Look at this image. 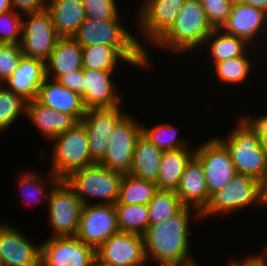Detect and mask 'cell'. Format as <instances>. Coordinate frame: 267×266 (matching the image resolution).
<instances>
[{
    "label": "cell",
    "mask_w": 267,
    "mask_h": 266,
    "mask_svg": "<svg viewBox=\"0 0 267 266\" xmlns=\"http://www.w3.org/2000/svg\"><path fill=\"white\" fill-rule=\"evenodd\" d=\"M115 72L83 68L82 101L86 110L112 108L123 103L117 84L111 79Z\"/></svg>",
    "instance_id": "cell-19"
},
{
    "label": "cell",
    "mask_w": 267,
    "mask_h": 266,
    "mask_svg": "<svg viewBox=\"0 0 267 266\" xmlns=\"http://www.w3.org/2000/svg\"><path fill=\"white\" fill-rule=\"evenodd\" d=\"M186 0H141L138 13L135 16L138 20L136 24L138 46L145 52L147 67L151 68L152 60L149 57V49L145 46V41L154 45L175 22L177 15ZM140 30V31H139ZM140 37V38H139ZM143 38V40L141 39ZM142 40V41H140ZM143 42V43H142ZM144 44V45H143Z\"/></svg>",
    "instance_id": "cell-8"
},
{
    "label": "cell",
    "mask_w": 267,
    "mask_h": 266,
    "mask_svg": "<svg viewBox=\"0 0 267 266\" xmlns=\"http://www.w3.org/2000/svg\"><path fill=\"white\" fill-rule=\"evenodd\" d=\"M200 214L196 208L184 206L179 212L163 222L149 225L142 235L147 261L151 263L153 260L159 266H193L198 264L192 257L193 255H190L189 229H191V221L201 219Z\"/></svg>",
    "instance_id": "cell-1"
},
{
    "label": "cell",
    "mask_w": 267,
    "mask_h": 266,
    "mask_svg": "<svg viewBox=\"0 0 267 266\" xmlns=\"http://www.w3.org/2000/svg\"><path fill=\"white\" fill-rule=\"evenodd\" d=\"M226 138L215 136L228 150L236 173L248 175L267 186V160L257 130L241 115Z\"/></svg>",
    "instance_id": "cell-4"
},
{
    "label": "cell",
    "mask_w": 267,
    "mask_h": 266,
    "mask_svg": "<svg viewBox=\"0 0 267 266\" xmlns=\"http://www.w3.org/2000/svg\"><path fill=\"white\" fill-rule=\"evenodd\" d=\"M266 206H267V186H266Z\"/></svg>",
    "instance_id": "cell-48"
},
{
    "label": "cell",
    "mask_w": 267,
    "mask_h": 266,
    "mask_svg": "<svg viewBox=\"0 0 267 266\" xmlns=\"http://www.w3.org/2000/svg\"><path fill=\"white\" fill-rule=\"evenodd\" d=\"M196 146L195 158L201 163L206 185L211 196L222 189L236 174L234 164L226 147L216 138H208Z\"/></svg>",
    "instance_id": "cell-15"
},
{
    "label": "cell",
    "mask_w": 267,
    "mask_h": 266,
    "mask_svg": "<svg viewBox=\"0 0 267 266\" xmlns=\"http://www.w3.org/2000/svg\"><path fill=\"white\" fill-rule=\"evenodd\" d=\"M117 225L121 232L143 235L149 226L147 205L115 204Z\"/></svg>",
    "instance_id": "cell-33"
},
{
    "label": "cell",
    "mask_w": 267,
    "mask_h": 266,
    "mask_svg": "<svg viewBox=\"0 0 267 266\" xmlns=\"http://www.w3.org/2000/svg\"><path fill=\"white\" fill-rule=\"evenodd\" d=\"M176 125L171 123H156V126L148 127L142 124V134L162 151L176 150L190 146L186 139L178 136ZM186 140V141H185Z\"/></svg>",
    "instance_id": "cell-36"
},
{
    "label": "cell",
    "mask_w": 267,
    "mask_h": 266,
    "mask_svg": "<svg viewBox=\"0 0 267 266\" xmlns=\"http://www.w3.org/2000/svg\"><path fill=\"white\" fill-rule=\"evenodd\" d=\"M122 176V173L95 163L74 171L64 181L84 205H115L119 198ZM92 198L100 200L95 203L91 201Z\"/></svg>",
    "instance_id": "cell-6"
},
{
    "label": "cell",
    "mask_w": 267,
    "mask_h": 266,
    "mask_svg": "<svg viewBox=\"0 0 267 266\" xmlns=\"http://www.w3.org/2000/svg\"><path fill=\"white\" fill-rule=\"evenodd\" d=\"M27 102L0 84V132L10 129L21 115L26 116Z\"/></svg>",
    "instance_id": "cell-35"
},
{
    "label": "cell",
    "mask_w": 267,
    "mask_h": 266,
    "mask_svg": "<svg viewBox=\"0 0 267 266\" xmlns=\"http://www.w3.org/2000/svg\"><path fill=\"white\" fill-rule=\"evenodd\" d=\"M46 11L60 38L74 37L86 20L82 0H48Z\"/></svg>",
    "instance_id": "cell-24"
},
{
    "label": "cell",
    "mask_w": 267,
    "mask_h": 266,
    "mask_svg": "<svg viewBox=\"0 0 267 266\" xmlns=\"http://www.w3.org/2000/svg\"><path fill=\"white\" fill-rule=\"evenodd\" d=\"M184 205L173 190H158L147 204L149 225H156L179 212Z\"/></svg>",
    "instance_id": "cell-34"
},
{
    "label": "cell",
    "mask_w": 267,
    "mask_h": 266,
    "mask_svg": "<svg viewBox=\"0 0 267 266\" xmlns=\"http://www.w3.org/2000/svg\"><path fill=\"white\" fill-rule=\"evenodd\" d=\"M253 204L267 208L266 186L251 176L236 173L226 186L211 195L200 215L201 219H206L218 214H233Z\"/></svg>",
    "instance_id": "cell-5"
},
{
    "label": "cell",
    "mask_w": 267,
    "mask_h": 266,
    "mask_svg": "<svg viewBox=\"0 0 267 266\" xmlns=\"http://www.w3.org/2000/svg\"><path fill=\"white\" fill-rule=\"evenodd\" d=\"M46 77L56 80L60 75L82 69V46L73 38H59L45 63Z\"/></svg>",
    "instance_id": "cell-25"
},
{
    "label": "cell",
    "mask_w": 267,
    "mask_h": 266,
    "mask_svg": "<svg viewBox=\"0 0 267 266\" xmlns=\"http://www.w3.org/2000/svg\"><path fill=\"white\" fill-rule=\"evenodd\" d=\"M13 10L10 0H0V14Z\"/></svg>",
    "instance_id": "cell-46"
},
{
    "label": "cell",
    "mask_w": 267,
    "mask_h": 266,
    "mask_svg": "<svg viewBox=\"0 0 267 266\" xmlns=\"http://www.w3.org/2000/svg\"><path fill=\"white\" fill-rule=\"evenodd\" d=\"M127 113L115 126L109 138L105 157L100 165L122 174L130 172L137 138L142 133V123ZM140 122V123H139Z\"/></svg>",
    "instance_id": "cell-11"
},
{
    "label": "cell",
    "mask_w": 267,
    "mask_h": 266,
    "mask_svg": "<svg viewBox=\"0 0 267 266\" xmlns=\"http://www.w3.org/2000/svg\"><path fill=\"white\" fill-rule=\"evenodd\" d=\"M240 3L263 9L267 12V0H235Z\"/></svg>",
    "instance_id": "cell-45"
},
{
    "label": "cell",
    "mask_w": 267,
    "mask_h": 266,
    "mask_svg": "<svg viewBox=\"0 0 267 266\" xmlns=\"http://www.w3.org/2000/svg\"><path fill=\"white\" fill-rule=\"evenodd\" d=\"M213 29H221L230 15L234 0H200Z\"/></svg>",
    "instance_id": "cell-38"
},
{
    "label": "cell",
    "mask_w": 267,
    "mask_h": 266,
    "mask_svg": "<svg viewBox=\"0 0 267 266\" xmlns=\"http://www.w3.org/2000/svg\"><path fill=\"white\" fill-rule=\"evenodd\" d=\"M194 156L195 149H191L190 146L163 151L159 174L156 180L158 190L175 191L186 165Z\"/></svg>",
    "instance_id": "cell-27"
},
{
    "label": "cell",
    "mask_w": 267,
    "mask_h": 266,
    "mask_svg": "<svg viewBox=\"0 0 267 266\" xmlns=\"http://www.w3.org/2000/svg\"><path fill=\"white\" fill-rule=\"evenodd\" d=\"M202 48L209 50L211 57L209 59H211V65L213 64L211 67H213L220 61L243 56L251 48V45L243 38L227 34L221 29H214L207 36Z\"/></svg>",
    "instance_id": "cell-28"
},
{
    "label": "cell",
    "mask_w": 267,
    "mask_h": 266,
    "mask_svg": "<svg viewBox=\"0 0 267 266\" xmlns=\"http://www.w3.org/2000/svg\"><path fill=\"white\" fill-rule=\"evenodd\" d=\"M0 223V260L3 266H41V244H34L14 226ZM30 240V241H29Z\"/></svg>",
    "instance_id": "cell-18"
},
{
    "label": "cell",
    "mask_w": 267,
    "mask_h": 266,
    "mask_svg": "<svg viewBox=\"0 0 267 266\" xmlns=\"http://www.w3.org/2000/svg\"><path fill=\"white\" fill-rule=\"evenodd\" d=\"M95 265V249L76 236H51L41 243V266Z\"/></svg>",
    "instance_id": "cell-13"
},
{
    "label": "cell",
    "mask_w": 267,
    "mask_h": 266,
    "mask_svg": "<svg viewBox=\"0 0 267 266\" xmlns=\"http://www.w3.org/2000/svg\"><path fill=\"white\" fill-rule=\"evenodd\" d=\"M157 191L155 182L136 178L129 173L123 174L116 204L147 205Z\"/></svg>",
    "instance_id": "cell-31"
},
{
    "label": "cell",
    "mask_w": 267,
    "mask_h": 266,
    "mask_svg": "<svg viewBox=\"0 0 267 266\" xmlns=\"http://www.w3.org/2000/svg\"><path fill=\"white\" fill-rule=\"evenodd\" d=\"M162 155L163 151L141 133L134 146L129 174L156 183Z\"/></svg>",
    "instance_id": "cell-26"
},
{
    "label": "cell",
    "mask_w": 267,
    "mask_h": 266,
    "mask_svg": "<svg viewBox=\"0 0 267 266\" xmlns=\"http://www.w3.org/2000/svg\"><path fill=\"white\" fill-rule=\"evenodd\" d=\"M86 18L94 20H109L121 18L117 0H82Z\"/></svg>",
    "instance_id": "cell-39"
},
{
    "label": "cell",
    "mask_w": 267,
    "mask_h": 266,
    "mask_svg": "<svg viewBox=\"0 0 267 266\" xmlns=\"http://www.w3.org/2000/svg\"><path fill=\"white\" fill-rule=\"evenodd\" d=\"M23 14L15 10L0 14V43L20 44L22 38Z\"/></svg>",
    "instance_id": "cell-37"
},
{
    "label": "cell",
    "mask_w": 267,
    "mask_h": 266,
    "mask_svg": "<svg viewBox=\"0 0 267 266\" xmlns=\"http://www.w3.org/2000/svg\"><path fill=\"white\" fill-rule=\"evenodd\" d=\"M47 206L52 237L75 236L84 204L64 180L51 189Z\"/></svg>",
    "instance_id": "cell-9"
},
{
    "label": "cell",
    "mask_w": 267,
    "mask_h": 266,
    "mask_svg": "<svg viewBox=\"0 0 267 266\" xmlns=\"http://www.w3.org/2000/svg\"><path fill=\"white\" fill-rule=\"evenodd\" d=\"M26 118L40 131L39 133L48 143L78 123L72 115L58 112L36 99L27 102Z\"/></svg>",
    "instance_id": "cell-23"
},
{
    "label": "cell",
    "mask_w": 267,
    "mask_h": 266,
    "mask_svg": "<svg viewBox=\"0 0 267 266\" xmlns=\"http://www.w3.org/2000/svg\"><path fill=\"white\" fill-rule=\"evenodd\" d=\"M200 0H186L175 22L169 30L153 45L167 50L173 55L185 56L205 43L213 31ZM166 48V49H165Z\"/></svg>",
    "instance_id": "cell-2"
},
{
    "label": "cell",
    "mask_w": 267,
    "mask_h": 266,
    "mask_svg": "<svg viewBox=\"0 0 267 266\" xmlns=\"http://www.w3.org/2000/svg\"><path fill=\"white\" fill-rule=\"evenodd\" d=\"M99 266H148L142 235L121 232L110 236L96 250Z\"/></svg>",
    "instance_id": "cell-12"
},
{
    "label": "cell",
    "mask_w": 267,
    "mask_h": 266,
    "mask_svg": "<svg viewBox=\"0 0 267 266\" xmlns=\"http://www.w3.org/2000/svg\"><path fill=\"white\" fill-rule=\"evenodd\" d=\"M263 251H261V253L255 256H249L245 257L242 261L239 260L238 258L236 259L235 257H233L234 259L228 261L226 266H267V252L262 249Z\"/></svg>",
    "instance_id": "cell-44"
},
{
    "label": "cell",
    "mask_w": 267,
    "mask_h": 266,
    "mask_svg": "<svg viewBox=\"0 0 267 266\" xmlns=\"http://www.w3.org/2000/svg\"><path fill=\"white\" fill-rule=\"evenodd\" d=\"M59 38L46 10L23 14L20 45L24 56L46 63Z\"/></svg>",
    "instance_id": "cell-10"
},
{
    "label": "cell",
    "mask_w": 267,
    "mask_h": 266,
    "mask_svg": "<svg viewBox=\"0 0 267 266\" xmlns=\"http://www.w3.org/2000/svg\"><path fill=\"white\" fill-rule=\"evenodd\" d=\"M221 30L227 34L243 38L248 44L255 47L256 52L261 48L259 44H265L263 46L266 48L262 47V51L264 49V52L267 51V36H265L267 35V12L263 9L234 0L230 15ZM260 40L263 43H260ZM257 43L258 50H256Z\"/></svg>",
    "instance_id": "cell-14"
},
{
    "label": "cell",
    "mask_w": 267,
    "mask_h": 266,
    "mask_svg": "<svg viewBox=\"0 0 267 266\" xmlns=\"http://www.w3.org/2000/svg\"><path fill=\"white\" fill-rule=\"evenodd\" d=\"M47 1L48 0H10L13 10L21 14L44 11L46 10Z\"/></svg>",
    "instance_id": "cell-43"
},
{
    "label": "cell",
    "mask_w": 267,
    "mask_h": 266,
    "mask_svg": "<svg viewBox=\"0 0 267 266\" xmlns=\"http://www.w3.org/2000/svg\"><path fill=\"white\" fill-rule=\"evenodd\" d=\"M131 65L113 46L93 45L82 47V68L115 71L118 65ZM120 62V64H119Z\"/></svg>",
    "instance_id": "cell-32"
},
{
    "label": "cell",
    "mask_w": 267,
    "mask_h": 266,
    "mask_svg": "<svg viewBox=\"0 0 267 266\" xmlns=\"http://www.w3.org/2000/svg\"><path fill=\"white\" fill-rule=\"evenodd\" d=\"M184 206L196 208L200 213L209 204L211 196L201 163L193 157L186 165L175 190Z\"/></svg>",
    "instance_id": "cell-22"
},
{
    "label": "cell",
    "mask_w": 267,
    "mask_h": 266,
    "mask_svg": "<svg viewBox=\"0 0 267 266\" xmlns=\"http://www.w3.org/2000/svg\"><path fill=\"white\" fill-rule=\"evenodd\" d=\"M36 100L58 112L72 115L78 122L83 119L86 113L80 94L61 85L57 80L48 77L39 87Z\"/></svg>",
    "instance_id": "cell-21"
},
{
    "label": "cell",
    "mask_w": 267,
    "mask_h": 266,
    "mask_svg": "<svg viewBox=\"0 0 267 266\" xmlns=\"http://www.w3.org/2000/svg\"><path fill=\"white\" fill-rule=\"evenodd\" d=\"M22 55L20 44H2L0 46V84H3L14 73Z\"/></svg>",
    "instance_id": "cell-40"
},
{
    "label": "cell",
    "mask_w": 267,
    "mask_h": 266,
    "mask_svg": "<svg viewBox=\"0 0 267 266\" xmlns=\"http://www.w3.org/2000/svg\"><path fill=\"white\" fill-rule=\"evenodd\" d=\"M45 79V63L22 55L16 70L2 85L25 100L31 101L36 99L38 89Z\"/></svg>",
    "instance_id": "cell-20"
},
{
    "label": "cell",
    "mask_w": 267,
    "mask_h": 266,
    "mask_svg": "<svg viewBox=\"0 0 267 266\" xmlns=\"http://www.w3.org/2000/svg\"><path fill=\"white\" fill-rule=\"evenodd\" d=\"M121 18L94 20L86 18L73 37L82 47L113 46L132 66L148 68L145 52L138 46L135 34L121 24ZM145 67V68H144Z\"/></svg>",
    "instance_id": "cell-3"
},
{
    "label": "cell",
    "mask_w": 267,
    "mask_h": 266,
    "mask_svg": "<svg viewBox=\"0 0 267 266\" xmlns=\"http://www.w3.org/2000/svg\"><path fill=\"white\" fill-rule=\"evenodd\" d=\"M266 252H267V243L266 245H264V247H262Z\"/></svg>",
    "instance_id": "cell-47"
},
{
    "label": "cell",
    "mask_w": 267,
    "mask_h": 266,
    "mask_svg": "<svg viewBox=\"0 0 267 266\" xmlns=\"http://www.w3.org/2000/svg\"><path fill=\"white\" fill-rule=\"evenodd\" d=\"M119 232L115 205L89 204L82 208L76 237L95 250Z\"/></svg>",
    "instance_id": "cell-16"
},
{
    "label": "cell",
    "mask_w": 267,
    "mask_h": 266,
    "mask_svg": "<svg viewBox=\"0 0 267 266\" xmlns=\"http://www.w3.org/2000/svg\"><path fill=\"white\" fill-rule=\"evenodd\" d=\"M52 143L51 171L59 180L71 173L95 164L89 153V140L85 126L78 122L72 129L56 136Z\"/></svg>",
    "instance_id": "cell-7"
},
{
    "label": "cell",
    "mask_w": 267,
    "mask_h": 266,
    "mask_svg": "<svg viewBox=\"0 0 267 266\" xmlns=\"http://www.w3.org/2000/svg\"><path fill=\"white\" fill-rule=\"evenodd\" d=\"M258 132L260 138V147L265 153L267 160V114L263 115H242Z\"/></svg>",
    "instance_id": "cell-41"
},
{
    "label": "cell",
    "mask_w": 267,
    "mask_h": 266,
    "mask_svg": "<svg viewBox=\"0 0 267 266\" xmlns=\"http://www.w3.org/2000/svg\"><path fill=\"white\" fill-rule=\"evenodd\" d=\"M83 68L60 75L56 80L66 88L83 95Z\"/></svg>",
    "instance_id": "cell-42"
},
{
    "label": "cell",
    "mask_w": 267,
    "mask_h": 266,
    "mask_svg": "<svg viewBox=\"0 0 267 266\" xmlns=\"http://www.w3.org/2000/svg\"><path fill=\"white\" fill-rule=\"evenodd\" d=\"M253 48L254 47H251L243 56L226 59L216 63L213 66V72H215L214 74L215 77L218 78L217 80L221 83L223 82L224 84H232L231 86H233V84H238L239 86L240 84H243L242 82L250 77V72H252L254 64L252 59H255L254 56H251L253 54L251 51H254Z\"/></svg>",
    "instance_id": "cell-30"
},
{
    "label": "cell",
    "mask_w": 267,
    "mask_h": 266,
    "mask_svg": "<svg viewBox=\"0 0 267 266\" xmlns=\"http://www.w3.org/2000/svg\"><path fill=\"white\" fill-rule=\"evenodd\" d=\"M48 175H39L30 170L25 173L23 172L17 179L18 186L21 191L22 197L27 204L31 202L36 203L37 205L42 201H48L49 194L51 189L60 181L51 171H48ZM37 174V175H36ZM48 177V178H47ZM49 184V185H48ZM51 184V185H50ZM49 190H48V189ZM48 190V192H46ZM36 201V202H35Z\"/></svg>",
    "instance_id": "cell-29"
},
{
    "label": "cell",
    "mask_w": 267,
    "mask_h": 266,
    "mask_svg": "<svg viewBox=\"0 0 267 266\" xmlns=\"http://www.w3.org/2000/svg\"><path fill=\"white\" fill-rule=\"evenodd\" d=\"M121 107L122 105H118L112 108L86 110L80 121L86 128L90 158L94 163L103 160L115 126L127 114L121 111Z\"/></svg>",
    "instance_id": "cell-17"
}]
</instances>
